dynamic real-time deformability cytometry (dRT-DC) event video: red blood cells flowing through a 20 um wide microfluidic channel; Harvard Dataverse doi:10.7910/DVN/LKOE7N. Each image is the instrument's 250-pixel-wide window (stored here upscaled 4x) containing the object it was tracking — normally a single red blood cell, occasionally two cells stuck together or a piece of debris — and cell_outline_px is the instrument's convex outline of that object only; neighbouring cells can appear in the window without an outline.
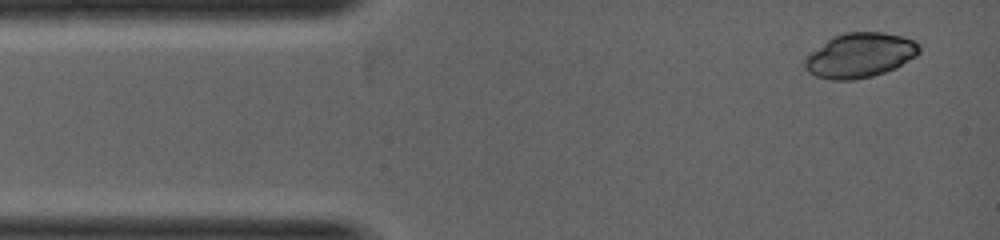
{"species": "common noctule bat (a hibernating species)", "species_latin": "Nyctalus noctula", "temperature_condition": "warm", "stored_images_in_passage": 4, "camera_frame_rate_fps": 5000, "um_per_image_px": 0.085, "animal": {"sex": "female", "body_mass_g": 19.0, "forearm_length_mm": 53.3}, "frame": {"image": 1, "passage_image": 1, "time_ms": 0.0, "image_size_px": [1000, 240], "cell_outline_px": [[920, 52], [916, 56], [896, 68], [872, 76], [852, 80], [832, 80], [816, 76], [808, 72], [804, 68], [804, 60], [812, 52], [832, 36], [844, 32], [884, 32], [916, 40], [920, 44]], "centroid_in_image_um": [73.12, 4.69], "position_along_channel_um": 11.9, "area_um2": 29.82}}